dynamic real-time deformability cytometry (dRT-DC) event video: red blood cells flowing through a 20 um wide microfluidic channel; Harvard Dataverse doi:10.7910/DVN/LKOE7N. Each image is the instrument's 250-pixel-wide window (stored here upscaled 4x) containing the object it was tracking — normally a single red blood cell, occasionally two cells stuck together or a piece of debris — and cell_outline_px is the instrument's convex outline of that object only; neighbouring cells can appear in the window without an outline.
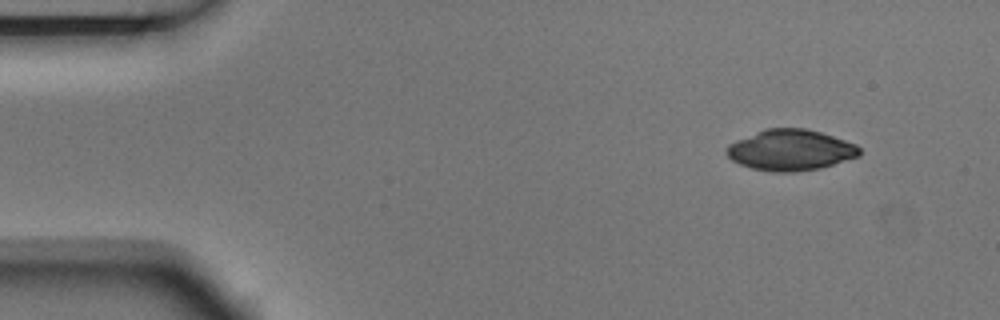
{"species": "Egyptian fruit bat (a non-hibernating species)", "species_latin": "Rousettus aegyptiacus", "temperature_condition": "room temperature", "stored_images_in_passage": 7, "camera_frame_rate_fps": 3000, "um_per_image_px": 0.085, "animal": {"sex": "male"}, "frame": {"image": 1, "passage_image": 1, "time_ms": 0.0, "image_size_px": [1000, 320], "cell_outline_px": [[860, 156], [820, 168], [792, 172], [772, 172], [752, 168], [740, 164], [732, 160], [724, 152], [728, 144], [736, 140], [764, 128], [804, 128], [820, 132], [856, 144], [860, 148]], "centroid_in_image_um": [67.17, 12.75], "position_along_channel_um": 17.8, "area_um2": 31.67}}